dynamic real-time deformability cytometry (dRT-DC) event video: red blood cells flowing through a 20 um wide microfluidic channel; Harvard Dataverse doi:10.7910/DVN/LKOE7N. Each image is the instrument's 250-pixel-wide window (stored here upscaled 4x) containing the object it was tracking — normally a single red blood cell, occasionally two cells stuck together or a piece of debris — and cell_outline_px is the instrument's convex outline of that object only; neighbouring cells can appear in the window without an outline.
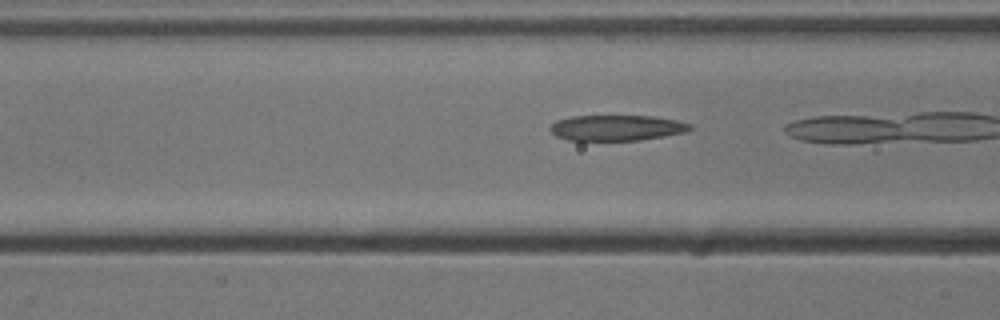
{"species": "common noctule bat (a hibernating species)", "species_latin": "Nyctalus noctula", "temperature_condition": "cold", "stored_images_in_passage": 20, "camera_frame_rate_fps": 3000, "um_per_image_px": 0.085, "animal": {"sex": "male", "body_mass_g": 13.3}, "frame": {"image": 1, "passage_image": 12, "time_ms": 3.667, "image_size_px": [1000, 320], "cell_outline_px": [[692, 128], [688, 132], [640, 140], [568, 140], [556, 136], [548, 128], [556, 120], [572, 116], [652, 116], [676, 120], [692, 124]], "centroid_in_image_um": [52.43, 10.86], "position_along_channel_um": 114.2, "area_um2": 20.92}}